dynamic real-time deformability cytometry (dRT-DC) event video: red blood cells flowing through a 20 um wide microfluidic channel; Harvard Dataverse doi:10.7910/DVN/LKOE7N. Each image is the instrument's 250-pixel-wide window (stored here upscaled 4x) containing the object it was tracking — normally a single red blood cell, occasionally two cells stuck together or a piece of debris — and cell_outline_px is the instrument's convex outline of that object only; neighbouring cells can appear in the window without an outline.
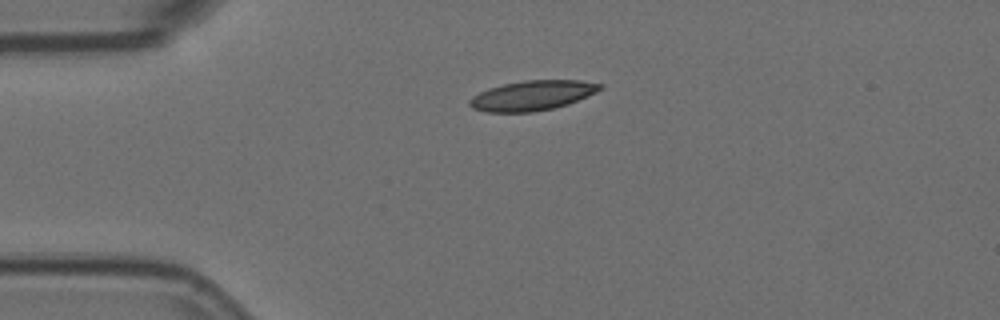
{"species": "Egyptian fruit bat (a non-hibernating species)", "species_latin": "Rousettus aegyptiacus", "temperature_condition": "room temperature", "stored_images_in_passage": 2, "camera_frame_rate_fps": 3000, "um_per_image_px": 0.085, "animal": {"sex": "female"}, "frame": {"image": 1, "passage_image": 1, "time_ms": 0.0, "image_size_px": [1000, 320], "cell_outline_px": [[604, 88], [596, 92], [568, 104], [552, 108], [532, 112], [488, 112], [472, 108], [468, 104], [468, 100], [472, 96], [488, 88], [504, 84], [524, 80], [580, 80], [604, 84]], "centroid_in_image_um": [45.24, 8.11], "position_along_channel_um": 39.8, "area_um2": 22.72}}